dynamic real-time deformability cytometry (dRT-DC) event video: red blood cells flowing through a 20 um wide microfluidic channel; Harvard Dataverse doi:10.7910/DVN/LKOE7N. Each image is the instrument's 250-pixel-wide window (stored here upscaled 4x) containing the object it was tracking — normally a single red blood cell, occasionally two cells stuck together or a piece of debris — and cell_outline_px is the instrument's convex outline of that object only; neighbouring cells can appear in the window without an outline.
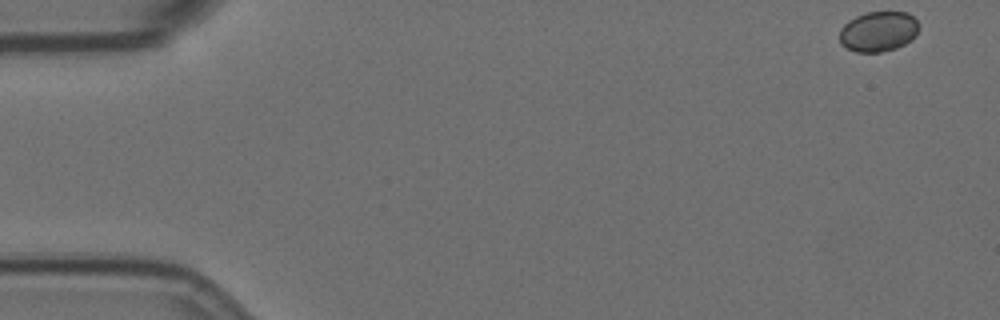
{"species": "Egyptian fruit bat (a non-hibernating species)", "species_latin": "Rousettus aegyptiacus", "temperature_condition": "room temperature", "stored_images_in_passage": 56, "camera_frame_rate_fps": 3000, "um_per_image_px": 0.085, "animal": {"sex": "female"}, "frame": {"image": 1, "passage_image": 1, "time_ms": 0.0, "image_size_px": [1000, 320], "cell_outline_px": [[920, 28], [912, 40], [896, 48], [880, 52], [856, 52], [840, 44], [840, 28], [848, 20], [864, 12], [908, 12], [920, 24]], "centroid_in_image_um": [74.67, 2.67], "position_along_channel_um": 10.3, "area_um2": 18.79}}
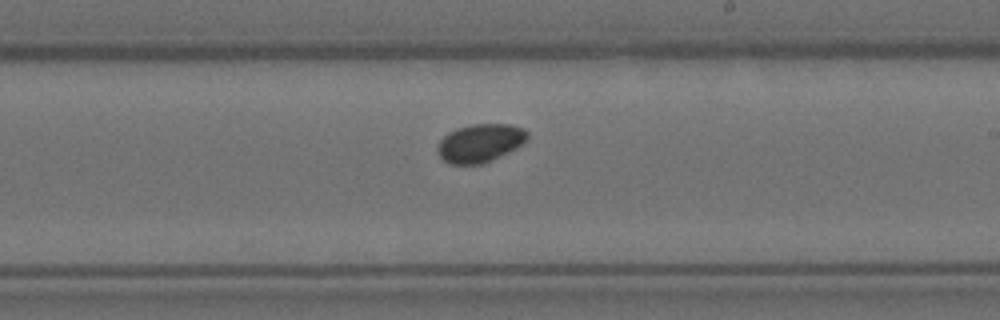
{"frame": {"image": 2, "passage_image": 32, "time_ms": 10.333, "image_size_px": [1000, 320], "cell_outline_px": [[528, 140], [516, 148], [508, 152], [480, 164], [448, 164], [440, 156], [436, 148], [440, 140], [448, 132], [456, 128], [472, 124], [508, 124], [524, 128], [528, 132]], "centroid_in_image_um": [40.8, 12.14], "position_along_channel_um": 248.2, "area_um2": 20.0}}
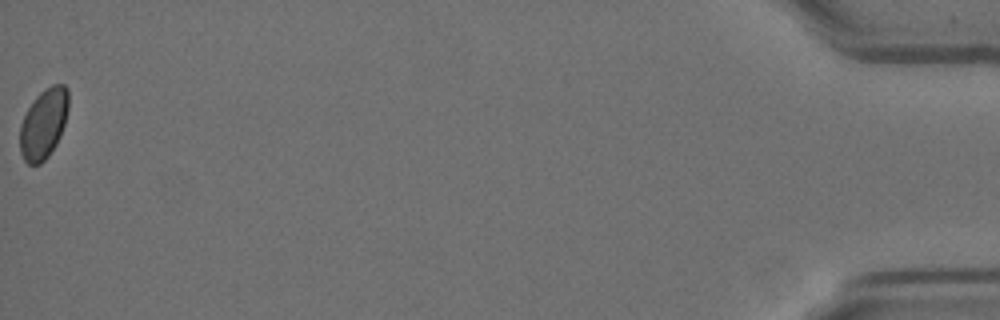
{"frame": {"image": 3, "passage_image": 56, "time_ms": 18.333, "image_size_px": [1000, 320], "cell_outline_px": [[68, 108], [64, 124], [60, 136], [56, 144], [48, 156], [40, 164], [28, 164], [24, 160], [20, 152], [20, 124], [28, 108], [36, 96], [44, 88], [52, 84], [64, 84], [68, 88]], "centroid_in_image_um": [3.7, 10.5], "position_along_channel_um": 431.5, "area_um2": 19.83}, "authors_computed_cell_mechanics": {"area_um2": 19.5942, "velocity_mm_per_s": 3.5601, "shape_relaxation_time_tau1_ms": null, "shape_relaxation_time_tau2_ms": 6.2043, "deformation_change_tau1": null, "deformation_change_tau2": 0.0421}}